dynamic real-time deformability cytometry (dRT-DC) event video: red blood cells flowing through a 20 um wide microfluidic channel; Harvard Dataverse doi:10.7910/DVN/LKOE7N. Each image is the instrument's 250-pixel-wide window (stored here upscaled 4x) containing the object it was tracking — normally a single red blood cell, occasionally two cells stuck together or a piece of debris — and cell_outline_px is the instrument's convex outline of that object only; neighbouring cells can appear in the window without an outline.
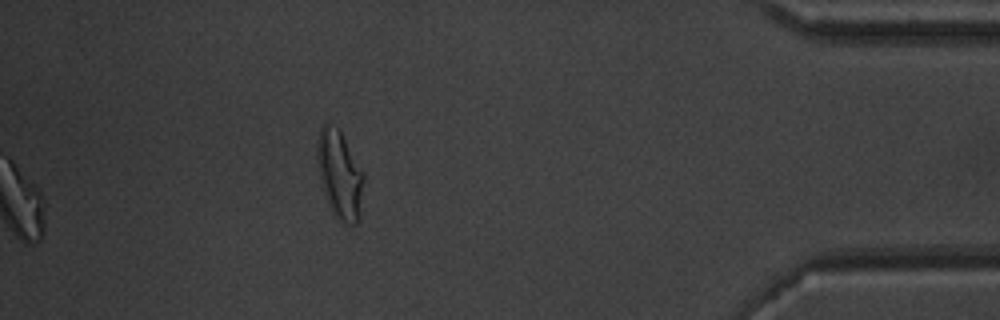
{"species": "common noctule bat (a hibernating species)", "species_latin": "Nyctalus noctula", "temperature_condition": "warm", "stored_images_in_passage": 39, "segment_of_instrument_passage": [2, 2], "camera_frame_rate_fps": 3000, "um_per_image_px": 0.085, "animal": {"sex": "male", "body_mass_g": 20.1, "forearm_length_mm": 53.5}, "frame": {"image": 1, "passage_image": 39, "time_ms": 12.667, "image_size_px": [1000, 320], "cell_outline_px": [[364, 180], [360, 216], [356, 224], [344, 224], [336, 220], [328, 204], [324, 192], [320, 176], [316, 156], [316, 144], [320, 128], [324, 124], [328, 124], [336, 128], [340, 132], [364, 172]], "centroid_in_image_um": [28.88, 14.9], "position_along_channel_um": 406.3, "area_um2": 23.87}}